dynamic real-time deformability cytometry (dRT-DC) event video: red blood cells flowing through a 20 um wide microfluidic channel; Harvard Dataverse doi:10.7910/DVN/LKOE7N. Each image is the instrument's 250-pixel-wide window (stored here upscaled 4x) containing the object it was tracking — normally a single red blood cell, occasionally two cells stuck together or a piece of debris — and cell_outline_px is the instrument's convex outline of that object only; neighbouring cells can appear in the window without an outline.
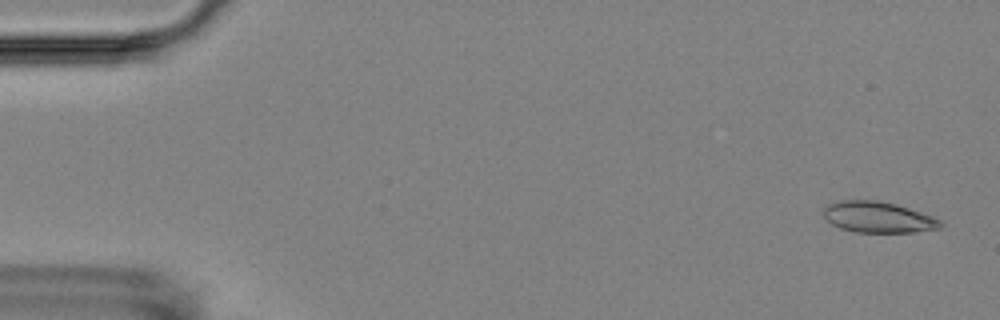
{"species": "Egyptian fruit bat (a non-hibernating species)", "species_latin": "Rousettus aegyptiacus", "temperature_condition": "room temperature", "stored_images_in_passage": 5, "camera_frame_rate_fps": 3000, "um_per_image_px": 0.085, "animal": {"sex": "female"}, "frame": {"image": 1, "passage_image": 1, "time_ms": 0.0, "image_size_px": [1000, 320], "cell_outline_px": [[944, 224], [940, 228], [912, 232], [856, 232], [840, 228], [832, 224], [824, 216], [824, 208], [828, 204], [840, 200], [876, 200], [896, 204], [932, 216], [940, 220]], "centroid_in_image_um": [74.63, 18.46], "position_along_channel_um": 10.4, "area_um2": 20.98}}